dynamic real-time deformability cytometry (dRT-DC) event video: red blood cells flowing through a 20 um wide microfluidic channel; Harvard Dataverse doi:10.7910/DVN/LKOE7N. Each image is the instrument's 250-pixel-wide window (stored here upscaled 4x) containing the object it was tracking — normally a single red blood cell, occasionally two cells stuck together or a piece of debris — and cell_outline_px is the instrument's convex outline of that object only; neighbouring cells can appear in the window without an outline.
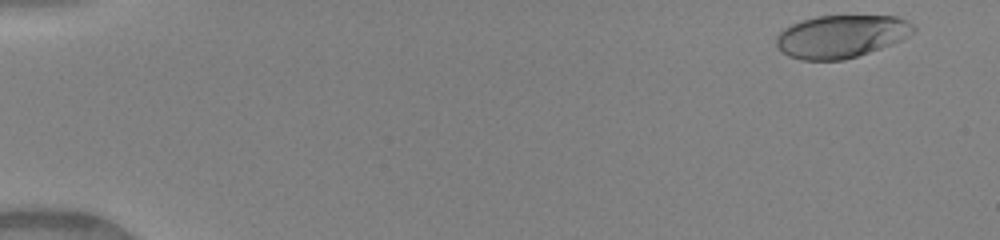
{"species": "human", "species_latin": "Homo sapiens", "temperature_condition": "warm", "stored_images_in_passage": 49, "camera_frame_rate_fps": 3000, "um_per_image_px": 0.085, "donor": {"sex": "female"}, "frame": {"image": 1, "passage_image": 2, "time_ms": 0.333, "image_size_px": [1000, 240], "cell_outline_px": [[916, 32], [900, 40], [880, 48], [844, 60], [800, 60], [788, 56], [776, 44], [776, 36], [784, 28], [792, 24], [816, 16], [896, 16], [912, 24], [916, 28]], "centroid_in_image_um": [71.49, 3.09], "position_along_channel_um": 13.5, "area_um2": 33.87}}
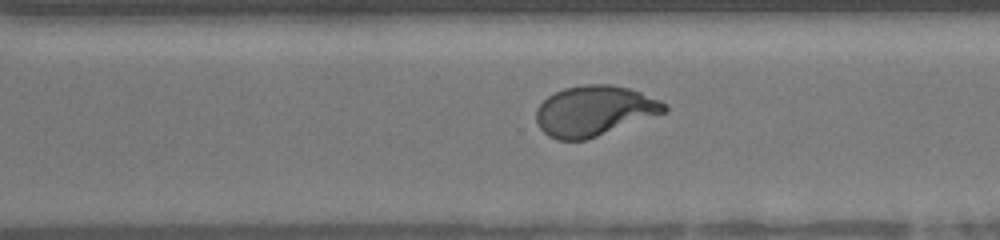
{"frame": {"image": 2, "passage_image": 35, "time_ms": 11.333, "image_size_px": [1000, 240], "cell_outline_px": [[668, 108], [664, 112], [596, 136], [584, 140], [556, 140], [548, 136], [540, 128], [536, 120], [536, 108], [548, 96], [564, 88], [584, 84], [608, 84], [628, 88], [640, 92], [660, 100]], "centroid_in_image_um": [50.46, 9.41], "position_along_channel_um": 320.1, "area_um2": 36.99}}
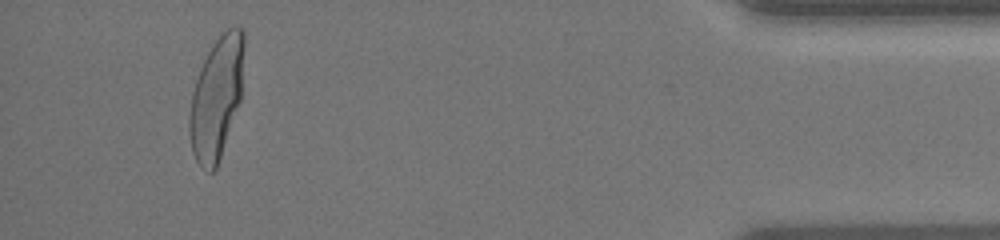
{"frame": {"image": 3, "passage_image": 46, "time_ms": 15.0, "image_size_px": [1000, 240], "cell_outline_px": [[244, 44], [240, 100], [216, 168], [212, 172], [208, 172], [200, 168], [192, 152], [188, 132], [188, 116], [192, 92], [200, 68], [212, 44], [228, 28], [236, 24], [244, 32]], "centroid_in_image_um": [18.37, 8.33], "position_along_channel_um": 416.8, "area_um2": 38.61}, "authors_computed_cell_mechanics": {"area_um2": 37.1654, "velocity_mm_per_s": 4.1166, "shape_relaxation_time_tau1_ms": 4.7176, "shape_relaxation_time_tau2_ms": null, "deformation_change_tau1": 0.2275, "deformation_change_tau2": null}}